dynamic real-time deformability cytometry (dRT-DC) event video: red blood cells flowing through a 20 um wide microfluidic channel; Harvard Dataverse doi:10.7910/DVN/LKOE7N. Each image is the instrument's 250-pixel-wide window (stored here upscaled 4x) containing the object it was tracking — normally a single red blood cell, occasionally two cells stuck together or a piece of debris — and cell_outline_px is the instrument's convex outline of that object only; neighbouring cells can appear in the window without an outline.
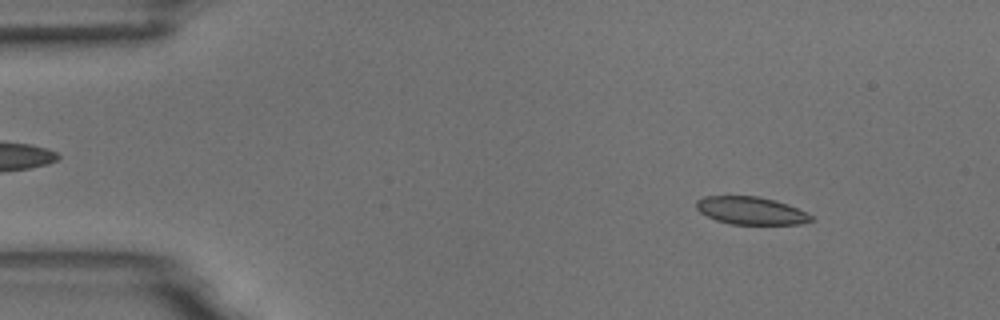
{"species": "common noctule bat (a hibernating species)", "species_latin": "Nyctalus noctula", "temperature_condition": "room temperature", "stored_images_in_passage": 5, "camera_frame_rate_fps": 3000, "um_per_image_px": 0.085, "animal": {"sex": "male", "body_mass_g": 18.8}, "frame": {"image": 1, "passage_image": 1, "time_ms": 0.0, "image_size_px": [1000, 320], "cell_outline_px": [[816, 220], [800, 224], [732, 224], [716, 220], [700, 212], [696, 208], [696, 200], [704, 196], [756, 196], [788, 204], [812, 216]], "centroid_in_image_um": [63.81, 17.91], "position_along_channel_um": 21.2, "area_um2": 18.38}}
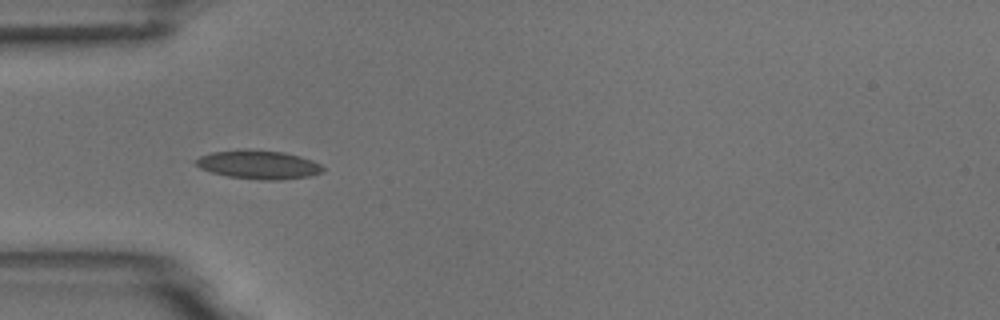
{"frame": {"image": 2, "passage_image": 4, "time_ms": 3.333, "image_size_px": [1000, 320], "cell_outline_px": [[324, 172], [312, 176], [280, 180], [260, 180], [228, 176], [212, 172], [200, 168], [196, 164], [196, 160], [200, 156], [212, 152], [244, 148], [248, 148], [284, 152], [300, 156], [312, 160], [320, 164], [324, 168]], "centroid_in_image_um": [22.01, 13.98], "position_along_channel_um": 63.0, "area_um2": 21.5}}